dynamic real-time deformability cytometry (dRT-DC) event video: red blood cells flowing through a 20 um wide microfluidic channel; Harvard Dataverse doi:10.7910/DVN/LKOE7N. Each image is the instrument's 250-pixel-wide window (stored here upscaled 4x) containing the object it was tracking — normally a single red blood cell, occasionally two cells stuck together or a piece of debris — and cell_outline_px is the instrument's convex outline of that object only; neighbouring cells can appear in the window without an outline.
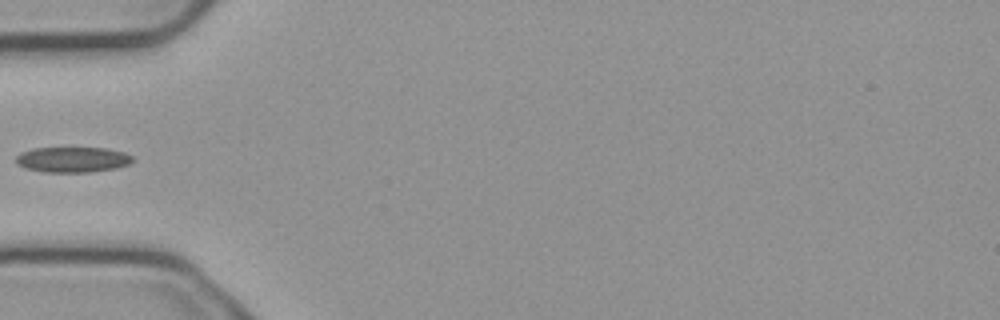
{"species": "common noctule bat (a hibernating species)", "species_latin": "Nyctalus noctula", "temperature_condition": "cold", "stored_images_in_passage": 4, "camera_frame_rate_fps": 3000, "um_per_image_px": 0.085, "animal": {"sex": "male", "body_mass_g": 23.1, "forearm_length_mm": 52.7}, "frame": {"image": 1, "passage_image": 4, "time_ms": 1.0, "image_size_px": [1000, 320], "cell_outline_px": [[132, 160], [128, 164], [116, 168], [88, 172], [44, 172], [24, 168], [16, 164], [16, 156], [20, 152], [32, 148], [108, 148], [124, 152], [132, 156]], "centroid_in_image_um": [6.12, 13.56], "position_along_channel_um": 78.9, "area_um2": 17.34}}